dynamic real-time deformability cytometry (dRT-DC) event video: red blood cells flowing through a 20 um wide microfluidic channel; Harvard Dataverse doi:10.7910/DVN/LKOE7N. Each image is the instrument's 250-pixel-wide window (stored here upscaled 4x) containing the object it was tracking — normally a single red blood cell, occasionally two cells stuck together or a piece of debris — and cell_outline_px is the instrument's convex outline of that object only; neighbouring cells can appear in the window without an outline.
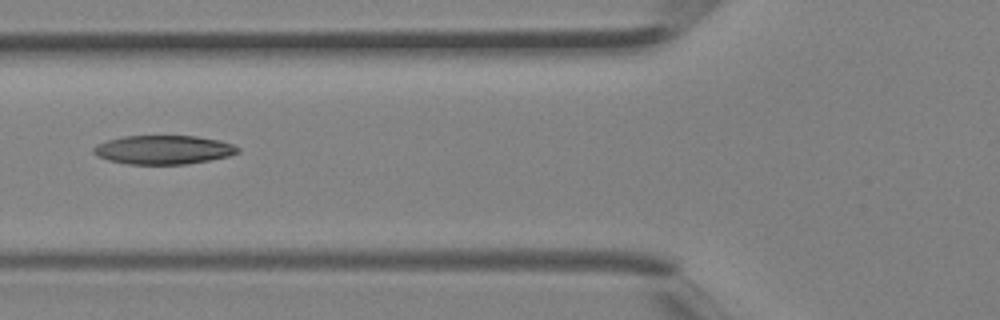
{"species": "Egyptian fruit bat (a non-hibernating species)", "species_latin": "Rousettus aegyptiacus", "temperature_condition": "room temperature", "stored_images_in_passage": 5, "camera_frame_rate_fps": 3000, "um_per_image_px": 0.085, "animal": {"sex": "female"}, "frame": {"image": 1, "passage_image": 5, "time_ms": 1.333, "image_size_px": [1000, 320], "cell_outline_px": [[240, 152], [228, 156], [208, 160], [184, 164], [128, 164], [108, 160], [96, 156], [92, 152], [92, 148], [96, 144], [108, 140], [124, 136], [196, 136], [220, 140], [232, 144], [240, 148]], "centroid_in_image_um": [13.87, 12.73], "position_along_channel_um": 111.9, "area_um2": 24.28}}